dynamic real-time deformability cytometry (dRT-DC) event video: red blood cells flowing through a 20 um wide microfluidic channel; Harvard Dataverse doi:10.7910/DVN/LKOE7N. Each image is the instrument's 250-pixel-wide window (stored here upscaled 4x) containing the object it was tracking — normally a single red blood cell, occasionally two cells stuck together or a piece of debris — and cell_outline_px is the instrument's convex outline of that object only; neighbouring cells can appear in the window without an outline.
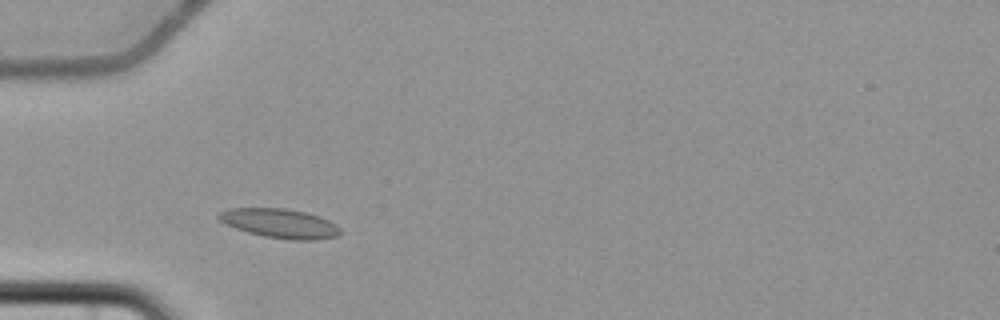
{"species": "common noctule bat (a hibernating species)", "species_latin": "Nyctalus noctula", "temperature_condition": "cold", "stored_images_in_passage": 2, "camera_frame_rate_fps": 3000, "um_per_image_px": 0.085, "animal": {"sex": "female", "body_mass_g": 22.7, "forearm_length_mm": 54.2}, "frame": {"image": 1, "passage_image": 2, "time_ms": 1.333, "image_size_px": [1000, 320], "cell_outline_px": [[340, 232], [336, 236], [316, 240], [292, 240], [264, 236], [248, 232], [236, 228], [220, 220], [216, 216], [216, 212], [228, 208], [284, 208], [304, 212], [328, 220], [336, 224], [340, 228]], "centroid_in_image_um": [23.75, 18.98], "position_along_channel_um": 61.2, "area_um2": 20.58}}